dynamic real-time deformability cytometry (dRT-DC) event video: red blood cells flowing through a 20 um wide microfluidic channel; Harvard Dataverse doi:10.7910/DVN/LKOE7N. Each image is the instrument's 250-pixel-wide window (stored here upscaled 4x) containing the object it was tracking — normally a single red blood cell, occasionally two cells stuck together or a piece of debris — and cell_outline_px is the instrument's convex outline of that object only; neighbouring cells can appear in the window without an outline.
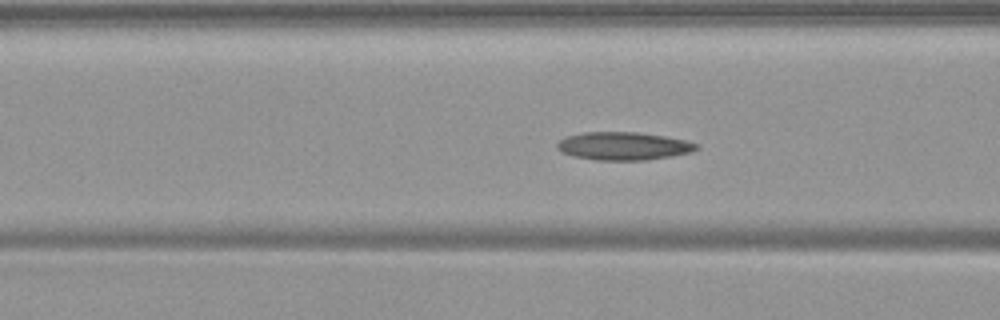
{"species": "common noctule bat (a hibernating species)", "species_latin": "Nyctalus noctula", "temperature_condition": "warm", "stored_images_in_passage": 51, "camera_frame_rate_fps": 3000, "um_per_image_px": 0.085, "animal": {"sex": "female", "body_mass_g": 19.9}, "frame": {"image": 1, "passage_image": 17, "time_ms": 5.333, "image_size_px": [1000, 320], "cell_outline_px": [[700, 148], [692, 152], [672, 156], [648, 160], [596, 160], [572, 156], [560, 152], [556, 148], [556, 144], [564, 136], [584, 132], [640, 132], [688, 140], [700, 144]], "centroid_in_image_um": [53.01, 12.41], "position_along_channel_um": 113.6, "area_um2": 23.18}}
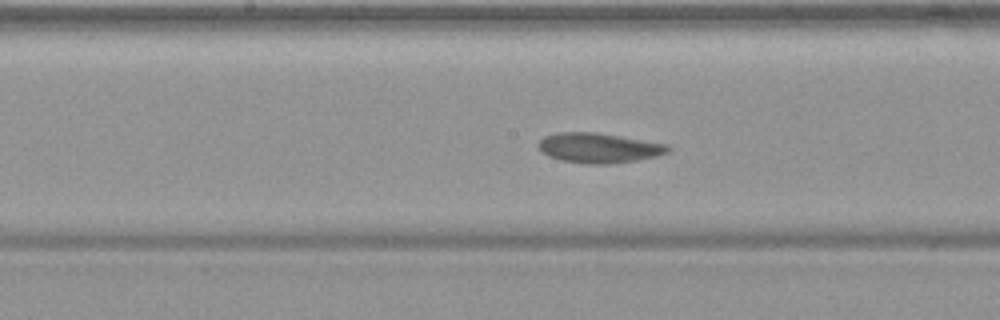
{"frame": {"image": 2, "passage_image": 24, "time_ms": 7.667, "image_size_px": [1000, 320], "cell_outline_px": [[672, 148], [668, 152], [656, 156], [636, 160], [612, 164], [588, 164], [560, 160], [548, 156], [536, 144], [544, 136], [556, 132], [600, 132], [668, 144]], "centroid_in_image_um": [50.91, 12.56], "position_along_channel_um": 197.3, "area_um2": 22.83}}
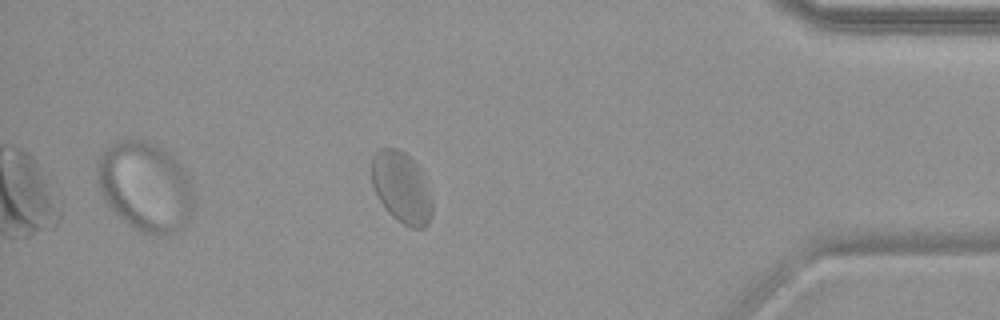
{"frame": {"image": 3, "passage_image": 44, "time_ms": 14.333, "image_size_px": [1000, 320], "cell_outline_px": [[432, 216], [428, 224], [424, 228], [412, 228], [396, 220], [388, 212], [380, 200], [372, 184], [372, 156], [380, 148], [396, 148], [404, 152], [420, 168], [432, 196]], "centroid_in_image_um": [34.15, 15.95], "position_along_channel_um": 401.0, "area_um2": 25.2}, "authors_computed_cell_mechanics": {"area_um2": 23.7558, "velocity_mm_per_s": 3.599, "shape_relaxation_time_tau1_ms": null, "shape_relaxation_time_tau2_ms": 0.9437, "deformation_change_tau1": null, "deformation_change_tau2": 0.039}}